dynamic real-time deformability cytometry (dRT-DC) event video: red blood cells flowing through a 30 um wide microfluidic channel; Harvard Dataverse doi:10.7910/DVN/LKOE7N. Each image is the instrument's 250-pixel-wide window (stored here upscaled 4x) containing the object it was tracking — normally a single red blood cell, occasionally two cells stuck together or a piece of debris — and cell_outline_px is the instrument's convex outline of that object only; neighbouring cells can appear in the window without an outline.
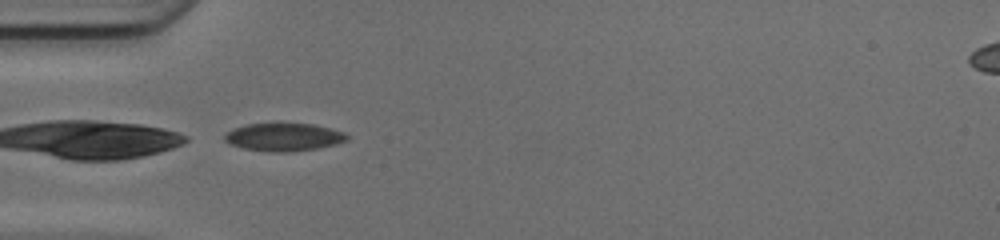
{"species": "common noctule bat (a hibernating species)", "species_latin": "Nyctalus noctula", "temperature_condition": "cold", "stored_images_in_passage": 29, "camera_frame_rate_fps": 3000, "um_per_image_px": 0.085, "animal": {"sex": "female", "body_mass_g": 17.0, "forearm_length_mm": 48.0}, "frame": {"image": 1, "passage_image": 1, "time_ms": 0.0, "image_size_px": [1000, 240], "cell_outline_px": [[348, 140], [336, 144], [316, 148], [292, 152], [276, 152], [244, 148], [232, 144], [224, 140], [224, 136], [232, 128], [248, 124], [280, 120], [312, 124], [344, 132], [348, 136]], "centroid_in_image_um": [24.11, 11.6], "position_along_channel_um": 60.9, "area_um2": 20.46}}
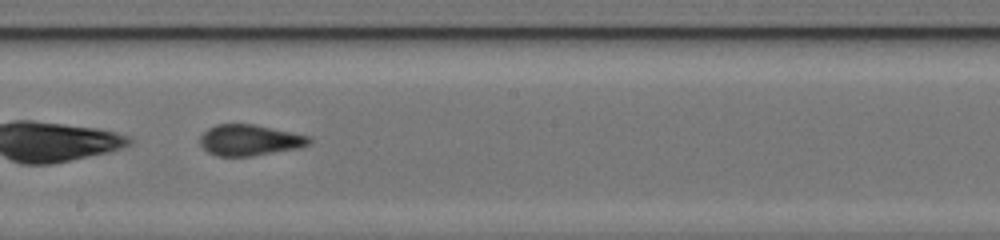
{"frame": {"image": 2, "passage_image": 13, "time_ms": 4.0, "image_size_px": [1000, 240], "cell_outline_px": [[312, 144], [296, 148], [252, 156], [216, 156], [208, 152], [200, 144], [200, 136], [208, 128], [216, 124], [252, 124], [312, 136]], "centroid_in_image_um": [21.23, 11.91], "position_along_channel_um": 227.0, "area_um2": 19.71}}
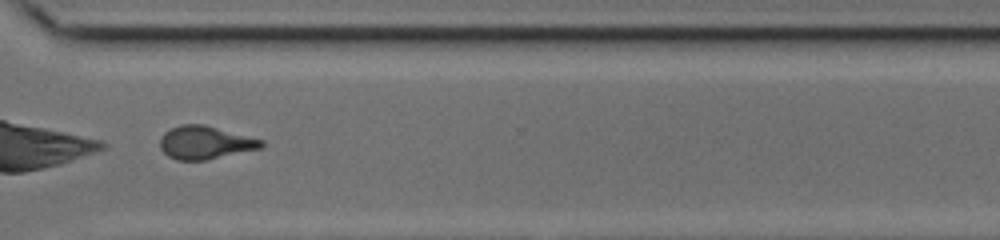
{"frame": {"image": 3, "passage_image": 22, "time_ms": 7.0, "image_size_px": [1000, 240], "cell_outline_px": [[264, 148], [208, 160], [176, 160], [168, 156], [160, 148], [160, 140], [164, 132], [180, 124], [204, 124], [264, 140]], "centroid_in_image_um": [17.47, 12.13], "position_along_channel_um": 353.1, "area_um2": 19.77}, "authors_computed_cell_mechanics": {"area_um2": 19.8254, "velocity_mm_per_s": 4.2057, "shape_relaxation_time_tau1_ms": null, "shape_relaxation_time_tau2_ms": 0.8431, "deformation_change_tau1": null, "deformation_change_tau2": 0.0497}}